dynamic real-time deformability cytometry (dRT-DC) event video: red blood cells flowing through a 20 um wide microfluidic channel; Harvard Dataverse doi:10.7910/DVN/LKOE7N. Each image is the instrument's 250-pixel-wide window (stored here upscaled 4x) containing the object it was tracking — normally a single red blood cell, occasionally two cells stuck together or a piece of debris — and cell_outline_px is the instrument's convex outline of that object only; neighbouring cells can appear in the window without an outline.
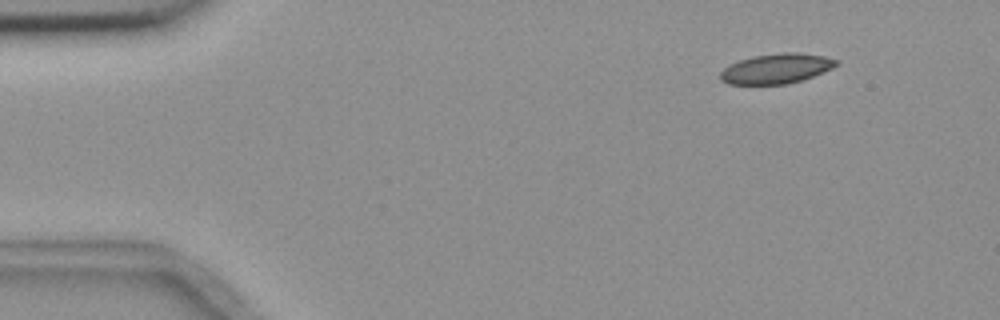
{"species": "common noctule bat (a hibernating species)", "species_latin": "Nyctalus noctula", "temperature_condition": "room temperature", "stored_images_in_passage": 5, "segment_of_instrument_passage": [1, 2], "camera_frame_rate_fps": 3000, "um_per_image_px": 0.085, "animal": {"sex": "female", "body_mass_g": 18.4}, "frame": {"image": 1, "passage_image": 1, "time_ms": 0.0, "image_size_px": [1000, 320], "cell_outline_px": [[840, 64], [824, 72], [800, 80], [784, 84], [728, 84], [720, 80], [720, 72], [728, 64], [752, 56], [784, 52], [800, 52], [824, 56], [840, 60]], "centroid_in_image_um": [66.0, 5.82], "position_along_channel_um": 19.0, "area_um2": 20.35}}
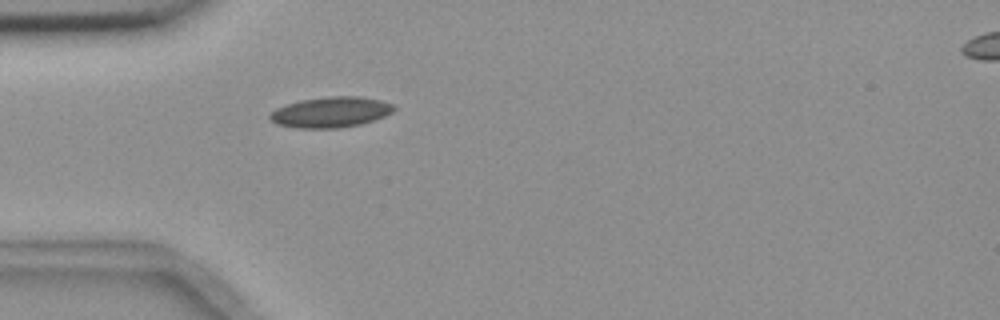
{"frame": {"image": 2, "passage_image": 4, "time_ms": 3.333, "image_size_px": [1000, 320], "cell_outline_px": [[396, 108], [392, 112], [384, 116], [360, 124], [336, 128], [296, 128], [276, 124], [268, 116], [276, 108], [300, 100], [328, 96], [360, 96], [380, 100], [392, 104]], "centroid_in_image_um": [28.1, 9.53], "position_along_channel_um": 56.9, "area_um2": 21.96}}